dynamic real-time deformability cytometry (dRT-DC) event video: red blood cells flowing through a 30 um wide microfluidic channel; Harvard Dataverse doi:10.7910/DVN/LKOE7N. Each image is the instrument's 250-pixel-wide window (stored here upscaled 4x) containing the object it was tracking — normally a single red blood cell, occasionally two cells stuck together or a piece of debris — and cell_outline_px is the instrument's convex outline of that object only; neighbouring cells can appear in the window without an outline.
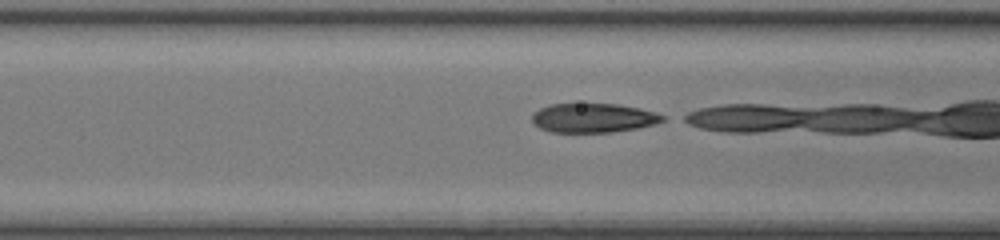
{"species": "common noctule bat (a hibernating species)", "species_latin": "Nyctalus noctula", "temperature_condition": "room temperature", "stored_images_in_passage": 4, "camera_frame_rate_fps": 3000, "um_per_image_px": 0.085, "animal": {"sex": "female", "body_mass_g": 17.0, "forearm_length_mm": 48.0}, "frame": {"image": 1, "passage_image": 3, "time_ms": 0.667, "image_size_px": [1000, 240], "cell_outline_px": [[668, 116], [664, 120], [656, 124], [640, 128], [612, 132], [552, 132], [540, 128], [532, 124], [532, 112], [548, 104], [620, 104], [640, 108], [656, 112]], "centroid_in_image_um": [50.46, 10.02], "position_along_channel_um": 116.1, "area_um2": 22.6}}